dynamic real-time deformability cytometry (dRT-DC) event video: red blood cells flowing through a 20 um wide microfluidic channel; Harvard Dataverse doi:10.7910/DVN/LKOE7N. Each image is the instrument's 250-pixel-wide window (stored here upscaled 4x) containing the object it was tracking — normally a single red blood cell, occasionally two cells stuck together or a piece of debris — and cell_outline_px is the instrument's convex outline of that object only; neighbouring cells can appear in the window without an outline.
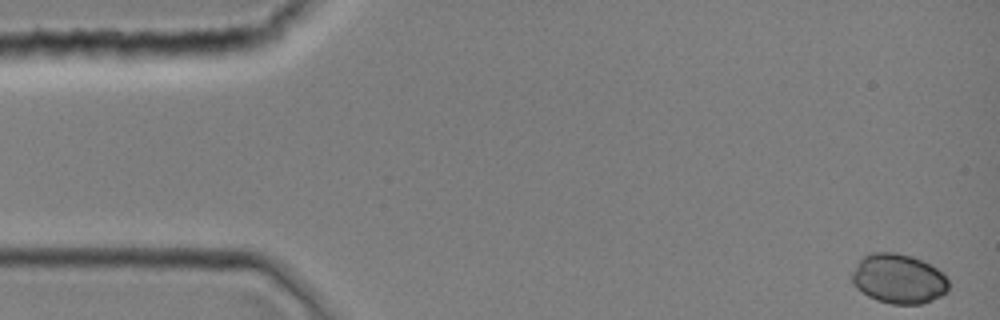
{"species": "common noctule bat (a hibernating species)", "species_latin": "Nyctalus noctula", "temperature_condition": "room temperature", "stored_images_in_passage": 38, "camera_frame_rate_fps": 3000, "um_per_image_px": 0.085, "animal": {"sex": "female", "body_mass_g": 19.0, "forearm_length_mm": 51.5}, "frame": {"image": 1, "passage_image": 1, "time_ms": 0.0, "image_size_px": [1000, 320], "cell_outline_px": [[948, 292], [932, 300], [920, 304], [892, 304], [876, 300], [868, 296], [856, 288], [852, 280], [852, 272], [856, 264], [868, 252], [896, 252], [912, 256], [936, 268], [948, 280]], "centroid_in_image_um": [76.35, 23.69], "position_along_channel_um": 8.6, "area_um2": 27.92}}
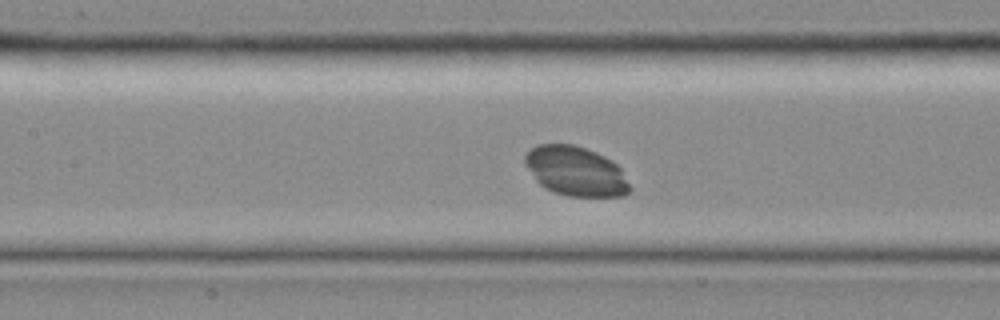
{"frame": {"image": 2, "passage_image": 18, "time_ms": 5.667, "image_size_px": [1000, 320], "cell_outline_px": [[632, 188], [624, 196], [568, 196], [552, 192], [544, 188], [536, 180], [524, 164], [524, 156], [536, 144], [576, 144], [596, 152], [612, 160], [620, 168]], "centroid_in_image_um": [48.92, 14.55], "position_along_channel_um": 158.5, "area_um2": 30.4}}
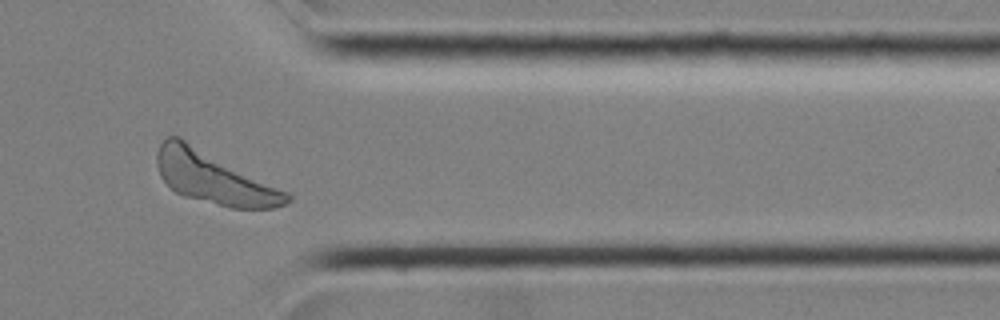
{"frame": {"image": 3, "passage_image": 33, "time_ms": 10.667, "image_size_px": [1000, 320], "cell_outline_px": [[292, 200], [284, 204], [272, 208], [232, 208], [184, 196], [176, 192], [160, 176], [156, 164], [156, 156], [160, 144], [168, 136], [180, 136], [288, 192], [292, 196]], "centroid_in_image_um": [18.18, 15.09], "position_along_channel_um": 393.2, "area_um2": 39.3}}